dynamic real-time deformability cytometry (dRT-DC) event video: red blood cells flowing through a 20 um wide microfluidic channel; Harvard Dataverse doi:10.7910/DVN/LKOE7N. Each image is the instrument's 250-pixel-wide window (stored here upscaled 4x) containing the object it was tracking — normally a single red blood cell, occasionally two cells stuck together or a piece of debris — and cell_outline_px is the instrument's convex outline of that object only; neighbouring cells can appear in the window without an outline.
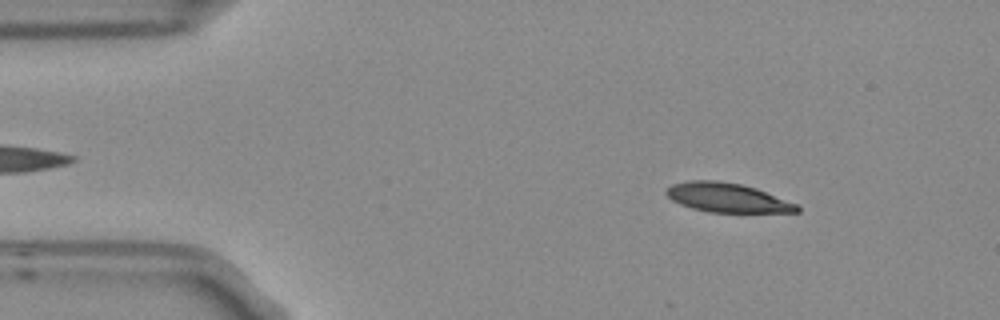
{"species": "Egyptian fruit bat (a non-hibernating species)", "species_latin": "Rousettus aegyptiacus", "temperature_condition": "room temperature", "stored_images_in_passage": 3, "camera_frame_rate_fps": 3000, "um_per_image_px": 0.085, "frame": {"image": 1, "passage_image": 1, "time_ms": 0.0, "image_size_px": [1000, 320], "cell_outline_px": [[800, 212], [708, 212], [692, 208], [680, 204], [672, 200], [664, 192], [672, 184], [688, 180], [716, 180], [740, 184], [756, 188], [800, 204]], "centroid_in_image_um": [61.85, 16.8], "position_along_channel_um": 23.2, "area_um2": 22.37}}